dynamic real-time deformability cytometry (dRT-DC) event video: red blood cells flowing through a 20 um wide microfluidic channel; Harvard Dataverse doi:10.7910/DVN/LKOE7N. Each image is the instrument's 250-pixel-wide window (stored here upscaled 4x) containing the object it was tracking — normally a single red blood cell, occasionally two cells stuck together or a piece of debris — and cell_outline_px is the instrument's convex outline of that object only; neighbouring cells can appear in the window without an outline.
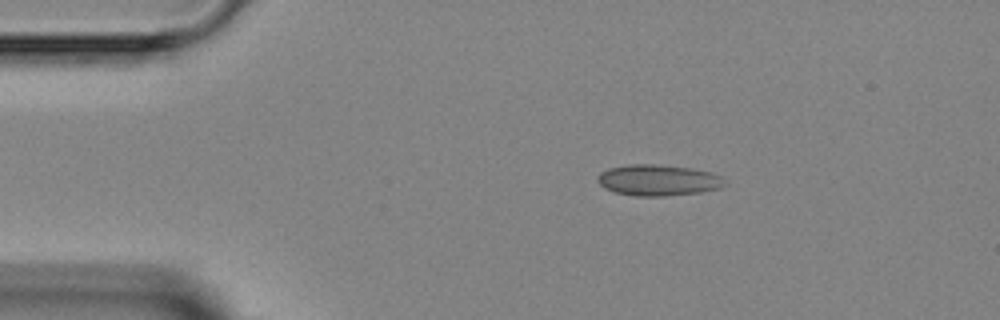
{"species": "Egyptian fruit bat (a non-hibernating species)", "species_latin": "Rousettus aegyptiacus", "temperature_condition": "room temperature", "stored_images_in_passage": 3, "camera_frame_rate_fps": 3000, "um_per_image_px": 0.085, "animal": {"sex": "female"}, "frame": {"image": 1, "passage_image": 1, "time_ms": 0.0, "image_size_px": [1000, 320], "cell_outline_px": [[728, 184], [720, 188], [700, 192], [664, 196], [636, 196], [616, 192], [604, 188], [596, 180], [600, 172], [608, 168], [628, 164], [656, 164], [692, 168], [712, 172], [720, 176]], "centroid_in_image_um": [55.95, 15.31], "position_along_channel_um": 29.1, "area_um2": 23.18}}